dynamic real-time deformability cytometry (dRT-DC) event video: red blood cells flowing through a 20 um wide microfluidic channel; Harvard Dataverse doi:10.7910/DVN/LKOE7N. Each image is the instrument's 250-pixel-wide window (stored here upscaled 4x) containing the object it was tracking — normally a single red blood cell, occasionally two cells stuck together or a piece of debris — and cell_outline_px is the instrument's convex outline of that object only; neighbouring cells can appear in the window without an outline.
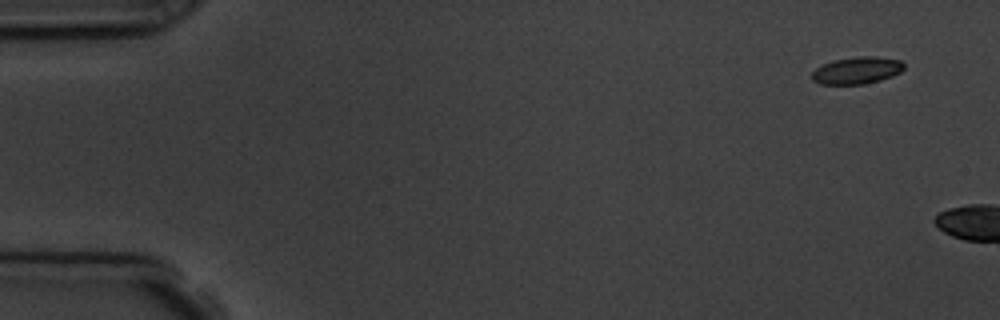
{"species": "common noctule bat (a hibernating species)", "species_latin": "Nyctalus noctula", "temperature_condition": "room temperature", "stored_images_in_passage": 4, "camera_frame_rate_fps": 3000, "um_per_image_px": 0.085, "animal": {"sex": "male", "body_mass_g": 19.5, "forearm_length_mm": 54.6}, "frame": {"image": 1, "passage_image": 4, "time_ms": 4.333, "image_size_px": [1000, 320], "cell_outline_px": [[904, 68], [900, 72], [892, 76], [880, 80], [864, 84], [820, 84], [812, 80], [812, 72], [816, 68], [832, 60], [860, 56], [872, 56], [900, 60], [904, 64]], "centroid_in_image_um": [72.83, 5.98], "position_along_channel_um": 12.2, "area_um2": 14.45}}